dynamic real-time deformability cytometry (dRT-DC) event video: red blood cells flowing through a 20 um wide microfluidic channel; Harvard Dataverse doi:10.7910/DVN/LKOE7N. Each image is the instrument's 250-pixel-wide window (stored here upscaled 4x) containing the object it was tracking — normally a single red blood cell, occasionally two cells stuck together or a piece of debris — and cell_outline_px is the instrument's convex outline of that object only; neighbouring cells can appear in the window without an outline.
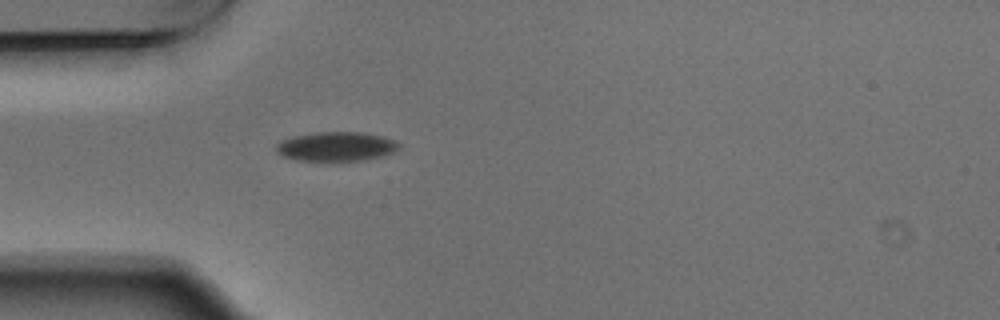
{"species": "Egyptian fruit bat (a non-hibernating species)", "species_latin": "Rousettus aegyptiacus", "temperature_condition": "warm", "stored_images_in_passage": 1, "camera_frame_rate_fps": 3000, "um_per_image_px": 0.085, "animal": {"sex": "male"}, "frame": {"image": 1, "passage_image": 1, "time_ms": 0.0, "image_size_px": [1000, 320], "cell_outline_px": [[400, 148], [396, 152], [364, 160], [296, 160], [284, 156], [276, 152], [276, 144], [284, 140], [296, 136], [320, 132], [356, 132], [380, 136], [396, 140], [400, 144]], "centroid_in_image_um": [28.62, 12.45], "position_along_channel_um": 56.4, "area_um2": 20.58}}